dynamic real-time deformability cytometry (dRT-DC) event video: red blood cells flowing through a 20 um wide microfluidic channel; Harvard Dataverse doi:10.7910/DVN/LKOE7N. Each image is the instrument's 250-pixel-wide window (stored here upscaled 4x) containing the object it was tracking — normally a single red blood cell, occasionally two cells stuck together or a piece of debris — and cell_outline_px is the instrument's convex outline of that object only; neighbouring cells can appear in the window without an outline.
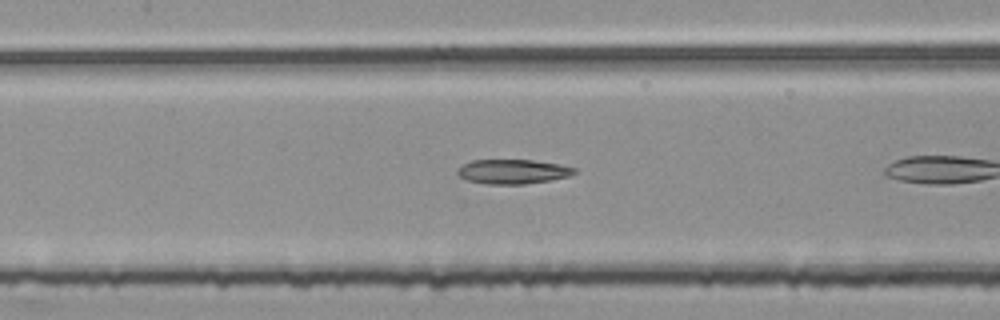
{"species": "common noctule bat (a hibernating species)", "species_latin": "Nyctalus noctula", "temperature_condition": "room temperature", "stored_images_in_passage": 24, "camera_frame_rate_fps": 3000, "um_per_image_px": 0.085, "animal": {"sex": "female", "body_mass_g": 25.1}, "frame": {"image": 1, "passage_image": 17, "time_ms": 5.333, "image_size_px": [1000, 320], "cell_outline_px": [[576, 172], [568, 176], [552, 180], [524, 184], [488, 184], [468, 180], [460, 176], [456, 172], [456, 168], [472, 160], [532, 160], [560, 164], [576, 168]], "centroid_in_image_um": [43.59, 14.58], "position_along_channel_um": 163.8, "area_um2": 16.65}}